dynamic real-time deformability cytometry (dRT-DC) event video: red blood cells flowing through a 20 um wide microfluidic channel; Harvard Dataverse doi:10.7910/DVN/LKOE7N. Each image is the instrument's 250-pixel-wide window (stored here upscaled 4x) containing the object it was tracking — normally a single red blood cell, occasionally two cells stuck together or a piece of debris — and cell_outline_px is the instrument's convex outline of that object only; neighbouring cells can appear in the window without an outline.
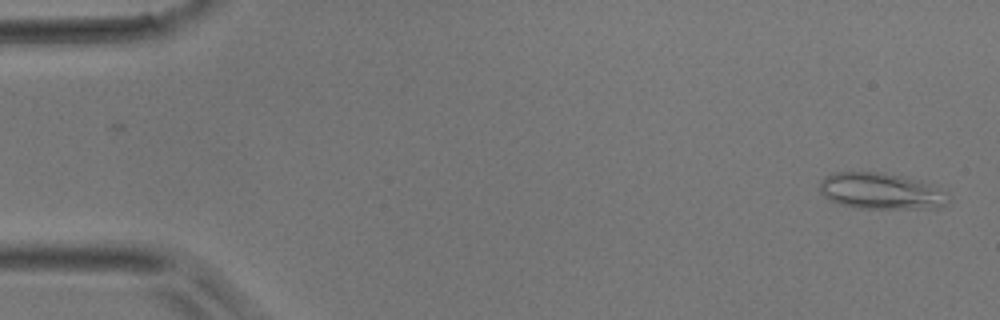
{"species": "common noctule bat (a hibernating species)", "species_latin": "Nyctalus noctula", "temperature_condition": "room temperature", "stored_images_in_passage": 12, "camera_frame_rate_fps": 3000, "um_per_image_px": 0.085, "animal": {"sex": "male", "body_mass_g": 17.9}, "frame": {"image": 1, "passage_image": 1, "time_ms": 0.0, "image_size_px": [1000, 320], "cell_outline_px": [[952, 200], [936, 208], [856, 208], [840, 204], [828, 200], [820, 192], [820, 180], [824, 176], [832, 172], [884, 172], [900, 176], [948, 192]], "centroid_in_image_um": [74.82, 16.25], "position_along_channel_um": 10.2, "area_um2": 27.05}}